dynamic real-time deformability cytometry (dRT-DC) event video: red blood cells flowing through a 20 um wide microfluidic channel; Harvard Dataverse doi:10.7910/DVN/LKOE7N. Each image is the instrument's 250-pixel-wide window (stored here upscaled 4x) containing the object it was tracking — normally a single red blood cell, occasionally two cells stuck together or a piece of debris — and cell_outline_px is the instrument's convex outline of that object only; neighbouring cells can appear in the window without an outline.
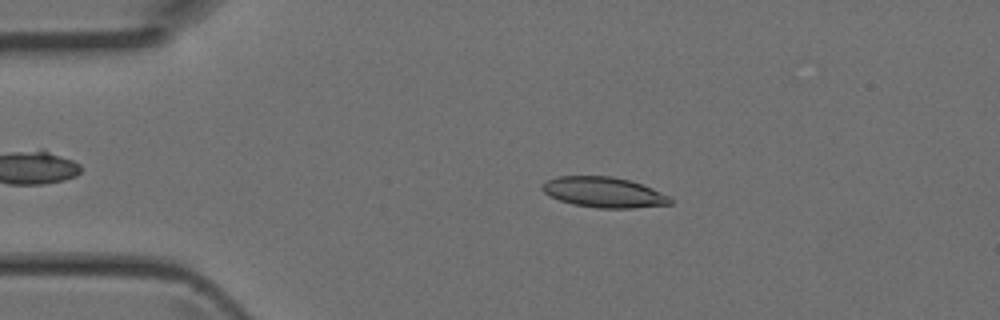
{"species": "Egyptian fruit bat (a non-hibernating species)", "species_latin": "Rousettus aegyptiacus", "temperature_condition": "room temperature", "stored_images_in_passage": 4, "camera_frame_rate_fps": 3000, "um_per_image_px": 0.085, "animal": {"sex": "female"}, "frame": {"image": 1, "passage_image": 3, "time_ms": 0.667, "image_size_px": [1000, 320], "cell_outline_px": [[672, 204], [632, 208], [596, 208], [572, 204], [560, 200], [544, 192], [540, 188], [548, 180], [556, 176], [612, 176], [628, 180], [652, 188], [668, 196], [672, 200]], "centroid_in_image_um": [51.32, 16.35], "position_along_channel_um": 33.7, "area_um2": 22.48}}